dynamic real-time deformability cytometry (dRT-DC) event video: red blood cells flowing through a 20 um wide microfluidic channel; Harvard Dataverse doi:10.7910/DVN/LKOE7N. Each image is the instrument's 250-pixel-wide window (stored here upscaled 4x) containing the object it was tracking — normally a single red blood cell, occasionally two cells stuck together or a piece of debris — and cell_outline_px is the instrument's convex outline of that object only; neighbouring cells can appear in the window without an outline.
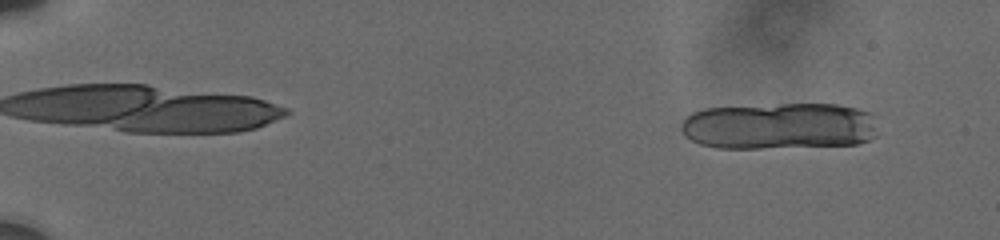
{"species": "human", "species_latin": "Homo sapiens", "temperature_condition": "cold", "stored_images_in_passage": 13, "camera_frame_rate_fps": 3000, "um_per_image_px": 0.085, "donor": {"sex": "male"}, "frame": {"image": 1, "passage_image": 2, "time_ms": 0.667, "image_size_px": [1000, 240], "cell_outline_px": [[876, 136], [868, 140], [856, 144], [760, 148], [716, 148], [700, 144], [684, 136], [680, 132], [680, 124], [692, 112], [704, 108], [780, 104], [836, 104], [856, 108], [872, 112]], "centroid_in_image_um": [66.2, 10.71], "position_along_channel_um": 18.8, "area_um2": 53.87}}
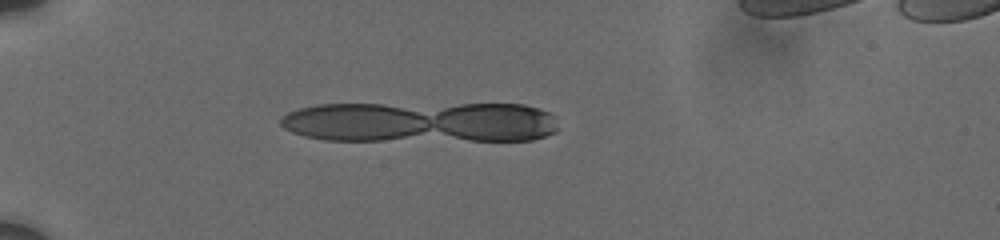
{"frame": {"image": 2, "passage_image": 11, "time_ms": 4.667, "image_size_px": [1000, 240], "cell_outline_px": [[560, 128], [556, 132], [532, 140], [324, 140], [304, 136], [292, 132], [284, 128], [280, 124], [280, 120], [288, 112], [300, 108], [316, 104], [524, 104], [540, 108], [556, 116]], "centroid_in_image_um": [35.79, 10.37], "position_along_channel_um": 49.2, "area_um2": 66.93}}